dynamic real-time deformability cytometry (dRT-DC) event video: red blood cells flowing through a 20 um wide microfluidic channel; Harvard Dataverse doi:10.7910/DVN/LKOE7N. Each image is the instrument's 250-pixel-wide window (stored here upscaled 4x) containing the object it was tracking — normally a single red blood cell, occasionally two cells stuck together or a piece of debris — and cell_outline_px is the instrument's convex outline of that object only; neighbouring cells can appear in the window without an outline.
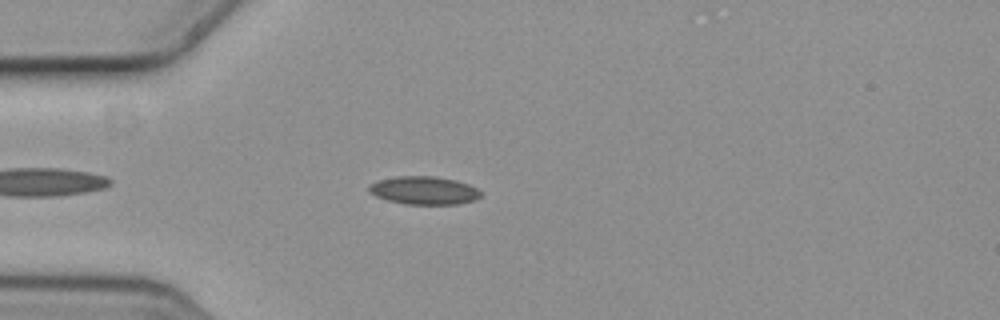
{"species": "common noctule bat (a hibernating species)", "species_latin": "Nyctalus noctula", "temperature_condition": "cold", "stored_images_in_passage": 5, "camera_frame_rate_fps": 3000, "um_per_image_px": 0.085, "animal": {"sex": "female", "body_mass_g": 19.3, "forearm_length_mm": 54.1}, "frame": {"image": 1, "passage_image": 4, "time_ms": 1.0, "image_size_px": [1000, 320], "cell_outline_px": [[480, 196], [476, 200], [460, 204], [404, 204], [388, 200], [376, 196], [368, 192], [368, 188], [372, 184], [380, 180], [396, 176], [432, 176], [456, 180], [468, 184], [476, 188], [480, 192]], "centroid_in_image_um": [36.05, 16.19], "position_along_channel_um": 48.9, "area_um2": 18.21}}